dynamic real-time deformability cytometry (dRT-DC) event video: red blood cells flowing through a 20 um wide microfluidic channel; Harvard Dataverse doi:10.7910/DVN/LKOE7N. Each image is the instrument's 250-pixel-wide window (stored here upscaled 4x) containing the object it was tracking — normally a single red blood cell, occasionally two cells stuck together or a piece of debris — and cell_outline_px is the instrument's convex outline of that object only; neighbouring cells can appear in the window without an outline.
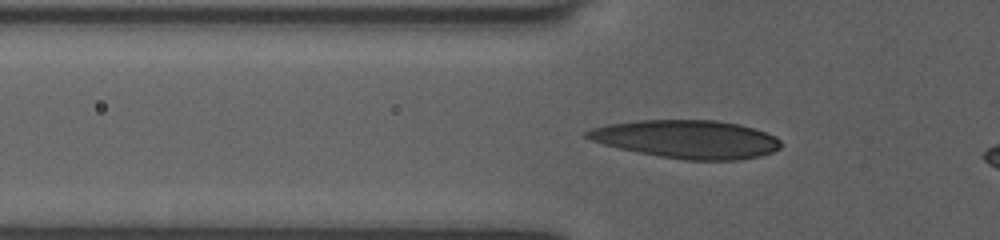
{"species": "human", "species_latin": "Homo sapiens", "temperature_condition": "room temperature", "stored_images_in_passage": 6, "camera_frame_rate_fps": 3000, "um_per_image_px": 0.085, "donor": {"sex": "female"}, "frame": {"image": 1, "passage_image": 3, "time_ms": 0.667, "image_size_px": [1000, 240], "cell_outline_px": [[780, 148], [772, 152], [760, 156], [736, 160], [684, 160], [660, 156], [620, 148], [604, 144], [592, 140], [584, 136], [584, 132], [592, 128], [608, 124], [640, 120], [716, 120], [740, 124], [776, 136], [780, 140]], "centroid_in_image_um": [58.4, 11.83], "position_along_channel_um": 67.4, "area_um2": 42.89}}
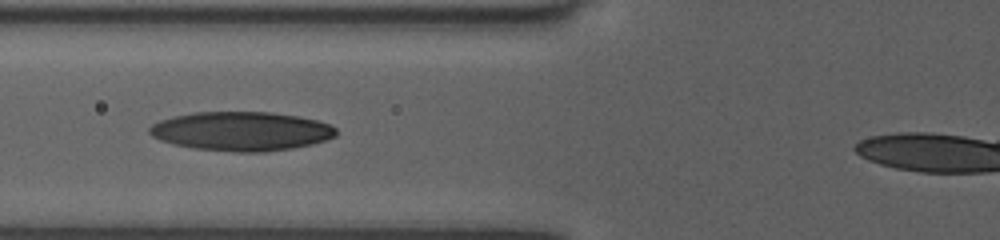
{"frame": {"image": 2, "passage_image": 5, "time_ms": 1.333, "image_size_px": [1000, 240], "cell_outline_px": [[336, 136], [312, 144], [292, 148], [264, 152], [236, 152], [192, 148], [172, 144], [160, 140], [152, 136], [148, 132], [148, 128], [152, 124], [160, 120], [176, 116], [196, 112], [272, 112], [296, 116], [316, 120], [328, 124], [336, 128]], "centroid_in_image_um": [20.49, 11.16], "position_along_channel_um": 105.3, "area_um2": 42.43}}